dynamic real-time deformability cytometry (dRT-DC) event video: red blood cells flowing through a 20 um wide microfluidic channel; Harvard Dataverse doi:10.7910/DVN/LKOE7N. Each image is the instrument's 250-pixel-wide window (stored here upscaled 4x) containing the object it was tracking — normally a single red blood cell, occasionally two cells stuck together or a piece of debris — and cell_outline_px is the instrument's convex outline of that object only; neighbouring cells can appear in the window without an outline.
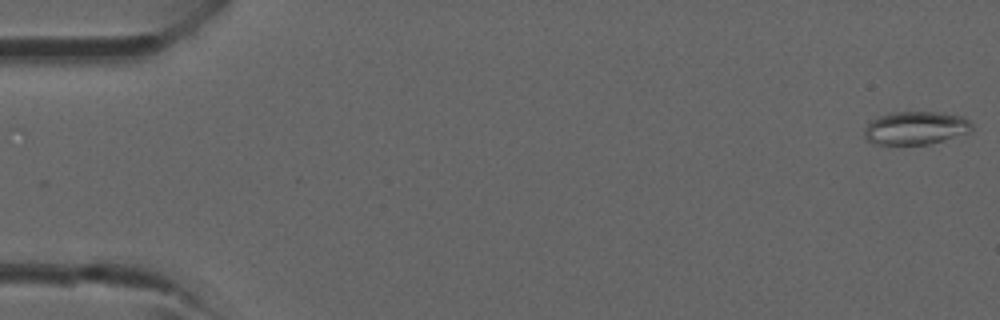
{"species": "common noctule bat (a hibernating species)", "species_latin": "Nyctalus noctula", "temperature_condition": "room temperature", "stored_images_in_passage": 4, "camera_frame_rate_fps": 3000, "um_per_image_px": 0.085, "animal": {"sex": "male", "forearm_length_mm": 52.5}, "frame": {"image": 1, "passage_image": 1, "time_ms": 0.0, "image_size_px": [1000, 320], "cell_outline_px": [[972, 132], [944, 140], [928, 144], [872, 144], [864, 136], [864, 128], [872, 120], [880, 116], [892, 112], [944, 112], [964, 116], [972, 124]], "centroid_in_image_um": [77.87, 10.87], "position_along_channel_um": 7.1, "area_um2": 20.92}}